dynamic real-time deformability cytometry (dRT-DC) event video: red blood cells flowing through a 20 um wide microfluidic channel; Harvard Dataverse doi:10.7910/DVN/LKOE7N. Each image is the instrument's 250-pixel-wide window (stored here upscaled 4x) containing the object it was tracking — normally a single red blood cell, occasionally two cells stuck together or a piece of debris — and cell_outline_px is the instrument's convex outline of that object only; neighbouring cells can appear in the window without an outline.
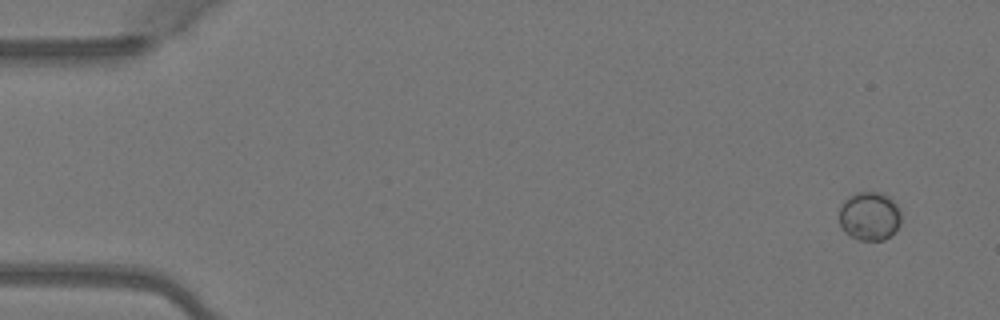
{"species": "Egyptian fruit bat (a non-hibernating species)", "species_latin": "Rousettus aegyptiacus", "temperature_condition": "warm", "stored_images_in_passage": 7, "camera_frame_rate_fps": 3000, "um_per_image_px": 0.085, "animal": {"sex": "female"}, "frame": {"image": 1, "passage_image": 1, "time_ms": 0.0, "image_size_px": [1000, 320], "cell_outline_px": [[900, 224], [896, 232], [892, 236], [884, 240], [860, 240], [844, 232], [840, 224], [840, 208], [844, 200], [848, 196], [856, 192], [876, 192], [888, 196], [896, 204], [900, 212]], "centroid_in_image_um": [73.92, 18.38], "position_along_channel_um": 11.1, "area_um2": 17.63}}
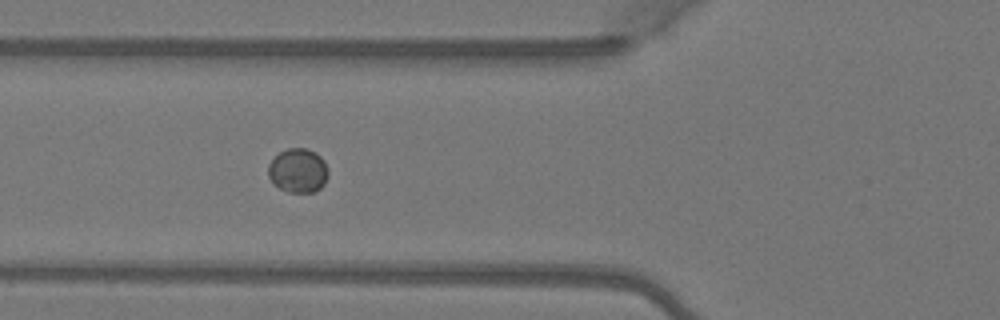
{"frame": {"image": 2, "passage_image": 5, "time_ms": 1.333, "image_size_px": [1000, 320], "cell_outline_px": [[328, 176], [324, 184], [320, 188], [312, 192], [288, 192], [272, 184], [268, 176], [268, 164], [280, 152], [288, 148], [308, 148], [316, 152], [324, 160], [328, 168]], "centroid_in_image_um": [25.34, 14.49], "position_along_channel_um": 100.5, "area_um2": 15.61}}
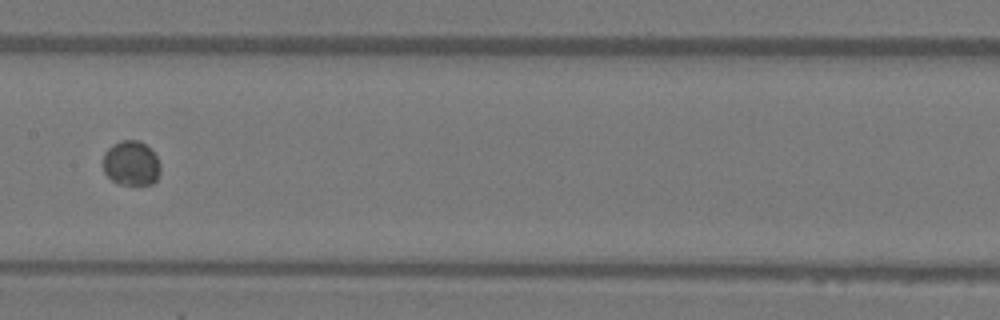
{"frame": {"image": 3, "passage_image": 7, "time_ms": 2.0, "image_size_px": [1000, 320], "cell_outline_px": [[160, 172], [156, 180], [152, 184], [136, 188], [120, 184], [112, 180], [104, 172], [104, 152], [112, 144], [120, 140], [140, 140], [156, 156], [160, 164]], "centroid_in_image_um": [11.16, 13.92], "position_along_channel_um": 196.2, "area_um2": 15.32}}